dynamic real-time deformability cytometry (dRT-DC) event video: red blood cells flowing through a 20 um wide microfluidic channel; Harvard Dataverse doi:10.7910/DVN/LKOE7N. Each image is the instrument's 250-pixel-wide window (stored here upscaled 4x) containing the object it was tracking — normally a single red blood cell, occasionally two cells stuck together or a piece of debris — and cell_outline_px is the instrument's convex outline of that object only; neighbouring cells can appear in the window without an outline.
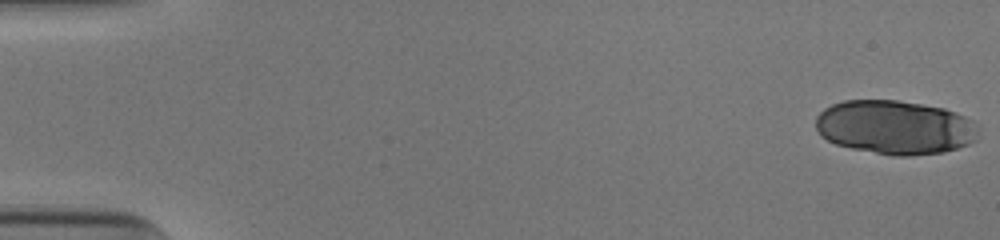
{"species": "human", "species_latin": "Homo sapiens", "temperature_condition": "cold", "stored_images_in_passage": 52, "segment_of_instrument_passage": [1, 2], "camera_frame_rate_fps": 3000, "um_per_image_px": 0.085, "donor": {"sex": "male"}, "frame": {"image": 1, "passage_image": 1, "time_ms": 0.0, "image_size_px": [1000, 240], "cell_outline_px": [[980, 128], [976, 140], [968, 144], [944, 152], [908, 156], [892, 156], [852, 148], [836, 144], [820, 136], [816, 128], [816, 116], [824, 108], [832, 104], [844, 100], [896, 100], [944, 108], [956, 112], [980, 124]], "centroid_in_image_um": [76.09, 10.82], "position_along_channel_um": 8.9, "area_um2": 51.56}}
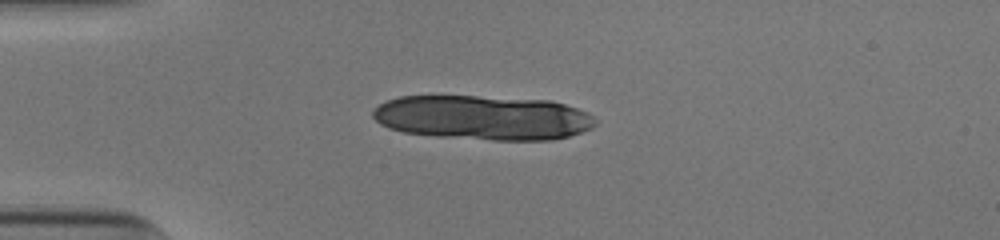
{"frame": {"image": 2, "passage_image": 14, "time_ms": 4.333, "image_size_px": [1000, 240], "cell_outline_px": [[596, 124], [592, 128], [568, 136], [552, 140], [492, 140], [436, 136], [404, 132], [388, 128], [380, 124], [372, 116], [372, 112], [380, 104], [388, 100], [400, 96], [476, 96], [548, 100], [564, 104], [588, 112], [596, 120]], "centroid_in_image_um": [41.05, 10.0], "position_along_channel_um": 43.9, "area_um2": 57.68}}